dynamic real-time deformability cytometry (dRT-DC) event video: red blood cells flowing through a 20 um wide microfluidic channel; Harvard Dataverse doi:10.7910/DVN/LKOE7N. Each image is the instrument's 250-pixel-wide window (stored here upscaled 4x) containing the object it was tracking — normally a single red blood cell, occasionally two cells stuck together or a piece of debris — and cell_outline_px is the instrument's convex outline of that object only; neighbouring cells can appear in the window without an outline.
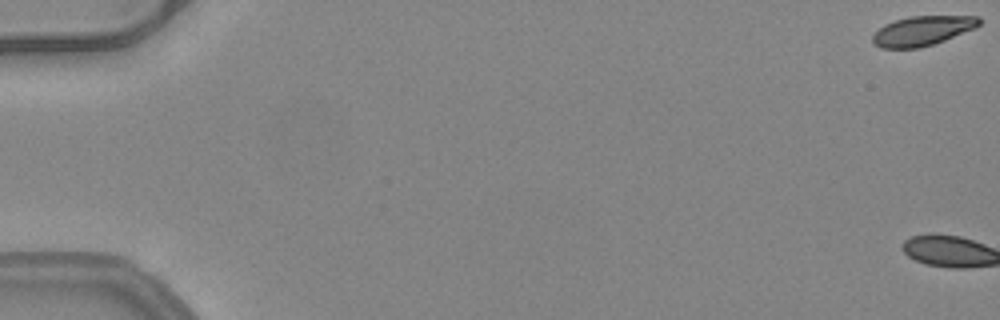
{"species": "common noctule bat (a hibernating species)", "species_latin": "Nyctalus noctula", "temperature_condition": "warm", "stored_images_in_passage": 2, "camera_frame_rate_fps": 3000, "um_per_image_px": 0.085, "animal": {"sex": "female", "body_mass_g": 24.6, "forearm_length_mm": 56.2}, "frame": {"image": 1, "passage_image": 1, "time_ms": 0.0, "image_size_px": [1000, 320], "cell_outline_px": [[984, 20], [976, 28], [944, 40], [920, 48], [880, 48], [872, 44], [872, 36], [884, 24], [908, 16], [980, 16]], "centroid_in_image_um": [78.42, 2.61], "position_along_channel_um": 6.6, "area_um2": 18.5}}